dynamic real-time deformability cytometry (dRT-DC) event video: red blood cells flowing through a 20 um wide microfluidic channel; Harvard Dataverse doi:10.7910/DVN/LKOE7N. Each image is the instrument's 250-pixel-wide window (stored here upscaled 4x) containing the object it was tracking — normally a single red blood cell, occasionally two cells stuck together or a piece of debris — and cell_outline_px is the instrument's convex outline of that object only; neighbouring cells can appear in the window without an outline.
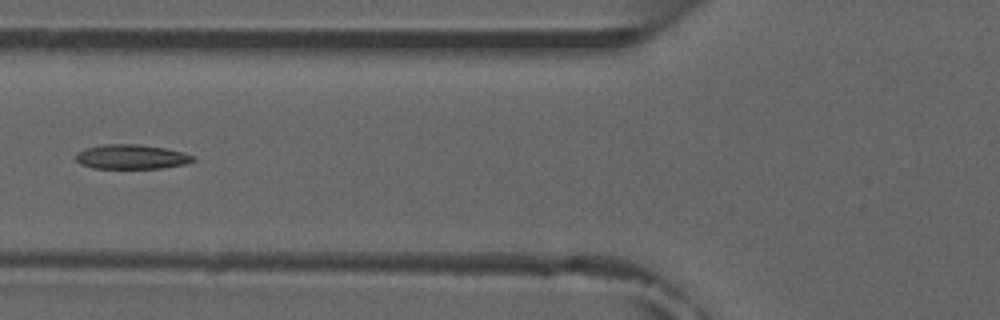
{"species": "common noctule bat (a hibernating species)", "species_latin": "Nyctalus noctula", "temperature_condition": "room temperature", "stored_images_in_passage": 7, "camera_frame_rate_fps": 3000, "um_per_image_px": 0.085, "animal": {"sex": "male", "forearm_length_mm": 52.5}, "frame": {"image": 1, "passage_image": 7, "time_ms": 7.667, "image_size_px": [1000, 320], "cell_outline_px": [[196, 160], [184, 164], [160, 168], [92, 168], [80, 164], [76, 160], [76, 152], [84, 148], [104, 144], [140, 144], [164, 148], [184, 152], [196, 156]], "centroid_in_image_um": [11.16, 13.32], "position_along_channel_um": 114.6, "area_um2": 16.88}}